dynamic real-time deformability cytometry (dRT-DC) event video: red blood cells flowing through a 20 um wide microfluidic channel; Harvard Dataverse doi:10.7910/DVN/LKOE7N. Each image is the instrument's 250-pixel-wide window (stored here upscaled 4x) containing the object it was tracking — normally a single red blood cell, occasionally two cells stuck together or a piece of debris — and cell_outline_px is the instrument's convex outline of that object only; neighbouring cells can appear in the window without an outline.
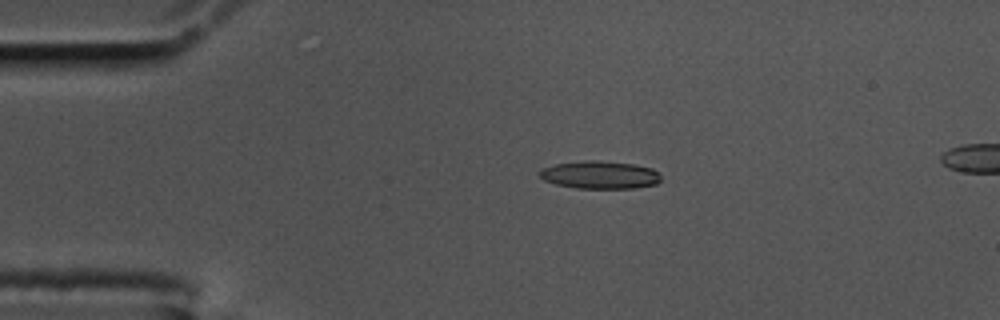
{"species": "common noctule bat (a hibernating species)", "species_latin": "Nyctalus noctula", "temperature_condition": "cold", "stored_images_in_passage": 46, "camera_frame_rate_fps": 3000, "um_per_image_px": 0.085, "animal": {"sex": "male", "body_mass_g": 17.5, "forearm_length_mm": 52.3}, "frame": {"image": 1, "passage_image": 1, "time_ms": 0.0, "image_size_px": [1000, 320], "cell_outline_px": [[660, 180], [656, 184], [632, 188], [576, 188], [556, 184], [544, 180], [536, 172], [544, 168], [556, 164], [584, 160], [596, 160], [632, 164], [652, 168], [660, 172]], "centroid_in_image_um": [50.99, 14.86], "position_along_channel_um": 34.0, "area_um2": 19.59}}
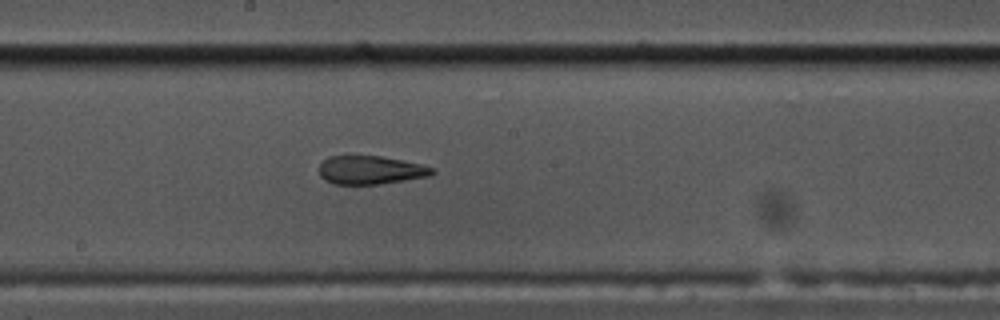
{"frame": {"image": 2, "passage_image": 20, "time_ms": 6.333, "image_size_px": [1000, 320], "cell_outline_px": [[436, 172], [432, 176], [380, 184], [336, 184], [324, 180], [320, 176], [320, 164], [328, 156], [380, 156], [404, 160], [436, 168]], "centroid_in_image_um": [31.55, 14.46], "position_along_channel_um": 216.7, "area_um2": 18.9}}
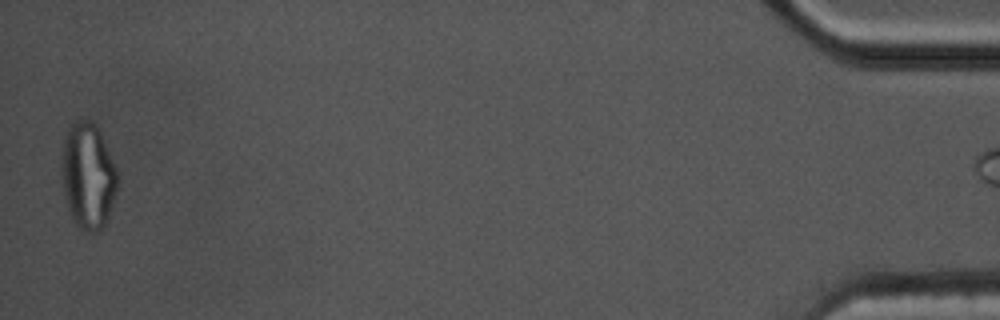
{"frame": {"image": 3, "passage_image": 46, "time_ms": 15.0, "image_size_px": [1000, 320], "cell_outline_px": [[116, 188], [108, 216], [104, 228], [100, 232], [88, 232], [80, 228], [72, 220], [68, 208], [64, 192], [60, 164], [64, 136], [68, 128], [80, 116], [92, 120], [96, 124], [100, 132], [116, 168]], "centroid_in_image_um": [7.44, 14.91], "position_along_channel_um": 427.8, "area_um2": 34.68}, "authors_computed_cell_mechanics": {"area_um2": 20.5479, "velocity_mm_per_s": 3.4965, "shape_relaxation_time_tau1_ms": null, "shape_relaxation_time_tau2_ms": 2.1911, "deformation_change_tau1": null, "deformation_change_tau2": 0.1032}}